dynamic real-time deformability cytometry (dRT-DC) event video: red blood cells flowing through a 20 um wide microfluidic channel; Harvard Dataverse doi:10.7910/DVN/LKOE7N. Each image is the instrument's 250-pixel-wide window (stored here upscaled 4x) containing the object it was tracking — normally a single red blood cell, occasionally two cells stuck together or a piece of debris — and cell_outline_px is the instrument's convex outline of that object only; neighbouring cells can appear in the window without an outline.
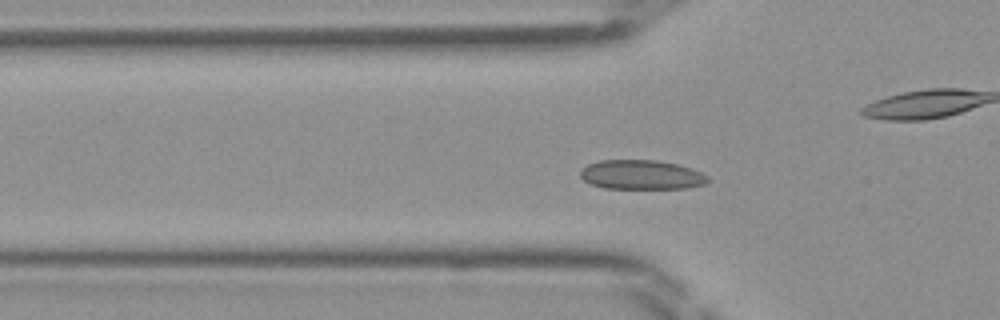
{"species": "Egyptian fruit bat (a non-hibernating species)", "species_latin": "Rousettus aegyptiacus", "temperature_condition": "room temperature", "stored_images_in_passage": 46, "camera_frame_rate_fps": 3000, "um_per_image_px": 0.085, "frame": {"image": 1, "passage_image": 13, "time_ms": 4.0, "image_size_px": [1000, 320], "cell_outline_px": [[708, 180], [704, 184], [684, 188], [604, 188], [592, 184], [584, 180], [580, 176], [580, 168], [588, 164], [600, 160], [656, 160], [676, 164], [692, 168], [708, 176]], "centroid_in_image_um": [54.49, 14.84], "position_along_channel_um": 71.3, "area_um2": 21.73}}
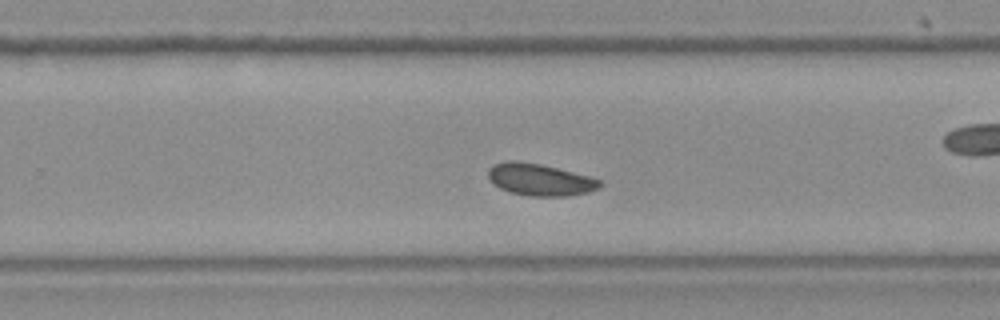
{"frame": {"image": 2, "passage_image": 28, "time_ms": 9.0, "image_size_px": [1000, 320], "cell_outline_px": [[604, 184], [600, 188], [588, 192], [568, 196], [532, 196], [508, 192], [500, 188], [488, 176], [488, 168], [492, 164], [508, 160], [516, 160], [540, 164], [592, 176], [600, 180]], "centroid_in_image_um": [45.93, 15.26], "position_along_channel_um": 283.9, "area_um2": 20.98}}
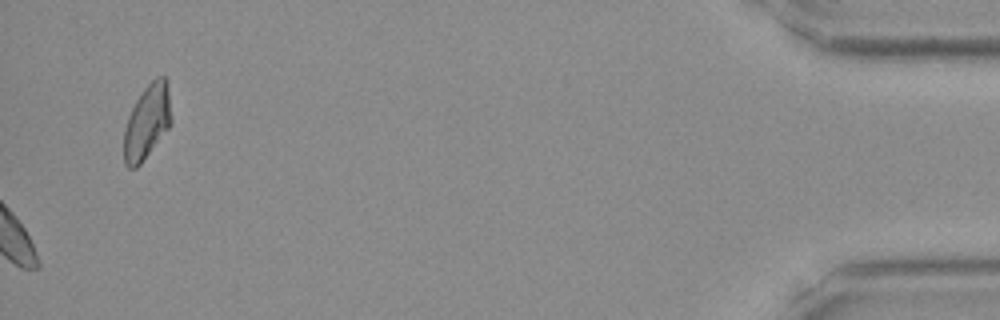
{"frame": {"image": 3, "passage_image": 46, "time_ms": 15.0, "image_size_px": [1000, 320], "cell_outline_px": [[172, 124], [140, 164], [136, 168], [128, 168], [124, 164], [124, 128], [128, 116], [136, 100], [144, 88], [156, 76], [164, 76], [168, 92], [172, 120]], "centroid_in_image_um": [12.49, 10.38], "position_along_channel_um": 422.7, "area_um2": 20.4}}